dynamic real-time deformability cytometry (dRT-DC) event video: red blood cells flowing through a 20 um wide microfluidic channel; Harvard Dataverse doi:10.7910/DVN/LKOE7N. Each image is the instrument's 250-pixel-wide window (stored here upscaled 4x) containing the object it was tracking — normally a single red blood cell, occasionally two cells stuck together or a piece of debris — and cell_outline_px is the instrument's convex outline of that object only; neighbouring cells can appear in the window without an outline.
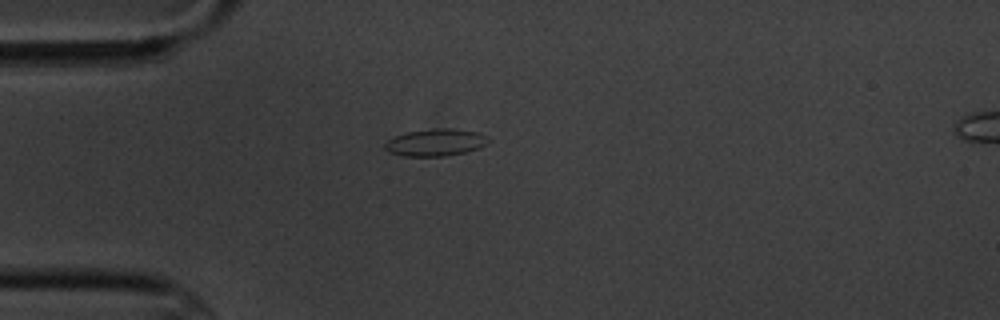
{"species": "common noctule bat (a hibernating species)", "species_latin": "Nyctalus noctula", "temperature_condition": "cold", "stored_images_in_passage": 1, "camera_frame_rate_fps": 3000, "um_per_image_px": 0.085, "animal": {"sex": "male", "body_mass_g": 20.1, "forearm_length_mm": 53.5}, "frame": {"image": 1, "passage_image": 1, "time_ms": 0.0, "image_size_px": [1000, 320], "cell_outline_px": [[488, 140], [484, 144], [476, 148], [464, 152], [444, 156], [404, 156], [388, 152], [384, 148], [384, 144], [388, 140], [396, 136], [408, 132], [436, 128], [452, 128], [480, 132], [488, 136]], "centroid_in_image_um": [37.0, 12.1], "position_along_channel_um": 48.0, "area_um2": 16.18}}